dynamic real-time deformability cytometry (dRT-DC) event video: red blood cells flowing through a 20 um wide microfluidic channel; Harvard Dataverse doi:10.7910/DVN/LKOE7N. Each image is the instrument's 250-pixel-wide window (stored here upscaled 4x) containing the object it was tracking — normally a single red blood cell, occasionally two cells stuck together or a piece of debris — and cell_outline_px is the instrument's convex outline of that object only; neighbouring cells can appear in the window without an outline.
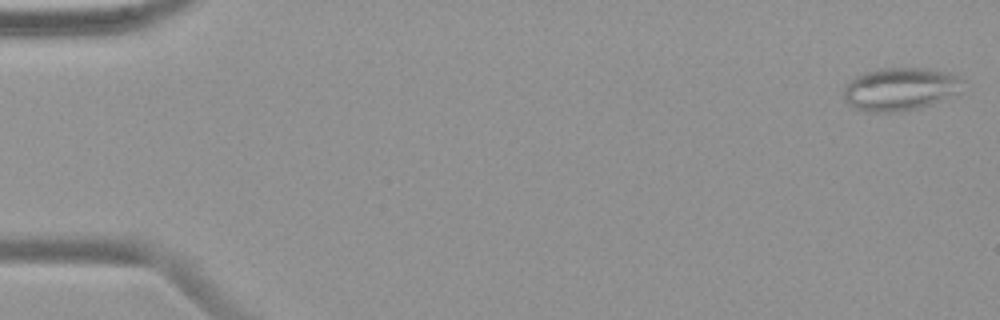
{"species": "common noctule bat (a hibernating species)", "species_latin": "Nyctalus noctula", "temperature_condition": "warm", "stored_images_in_passage": 55, "camera_frame_rate_fps": 3000, "um_per_image_px": 0.085, "animal": {"sex": "female", "body_mass_g": 19.9}, "frame": {"image": 1, "passage_image": 2, "time_ms": 0.333, "image_size_px": [1000, 320], "cell_outline_px": [[964, 92], [960, 96], [920, 108], [892, 112], [864, 112], [852, 108], [844, 100], [844, 88], [856, 76], [880, 68], [924, 68], [948, 72], [964, 80]], "centroid_in_image_um": [76.61, 7.6], "position_along_channel_um": 8.4, "area_um2": 30.52}}
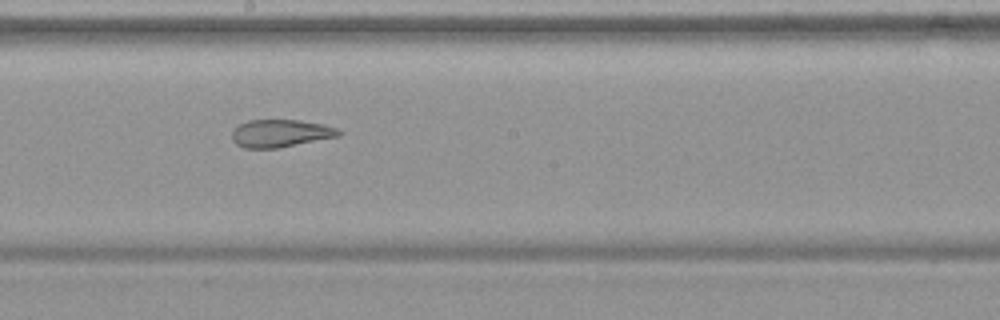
{"frame": {"image": 2, "passage_image": 31, "time_ms": 10.0, "image_size_px": [1000, 320], "cell_outline_px": [[344, 132], [340, 136], [276, 148], [244, 148], [236, 144], [232, 140], [232, 132], [240, 124], [248, 120], [300, 120], [324, 124], [336, 128]], "centroid_in_image_um": [23.86, 11.33], "position_along_channel_um": 224.3, "area_um2": 17.17}}
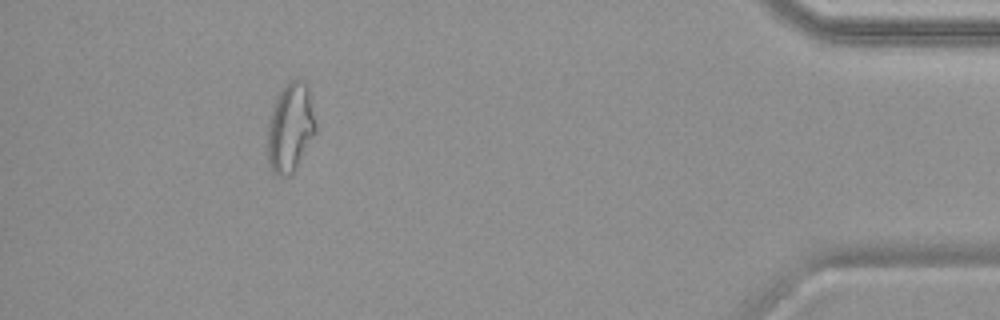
{"frame": {"image": 3, "passage_image": 50, "time_ms": 16.333, "image_size_px": [1000, 320], "cell_outline_px": [[316, 132], [292, 176], [276, 176], [268, 168], [268, 120], [272, 108], [284, 84], [292, 80], [304, 80], [308, 84], [316, 124]], "centroid_in_image_um": [24.68, 10.88], "position_along_channel_um": 410.5, "area_um2": 25.32}, "authors_computed_cell_mechanics": {"area_um2": 24.4494, "velocity_mm_per_s": 3.7748, "shape_relaxation_time_tau1_ms": null, "shape_relaxation_time_tau2_ms": 2.5083, "deformation_change_tau1": null, "deformation_change_tau2": 0.1156}}